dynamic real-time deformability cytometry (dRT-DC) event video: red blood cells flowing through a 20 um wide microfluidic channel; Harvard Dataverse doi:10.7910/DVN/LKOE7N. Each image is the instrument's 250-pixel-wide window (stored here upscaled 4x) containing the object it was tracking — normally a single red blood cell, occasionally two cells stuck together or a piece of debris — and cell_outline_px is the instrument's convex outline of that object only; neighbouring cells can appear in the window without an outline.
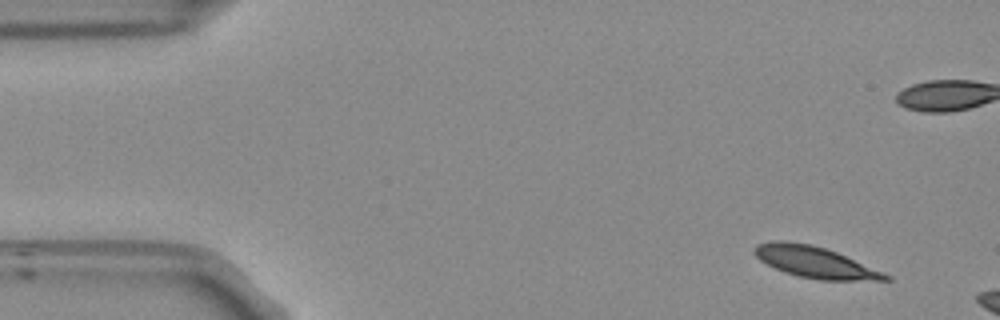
{"species": "Egyptian fruit bat (a non-hibernating species)", "species_latin": "Rousettus aegyptiacus", "temperature_condition": "room temperature", "stored_images_in_passage": 7, "camera_frame_rate_fps": 3000, "um_per_image_px": 0.085, "frame": {"image": 1, "passage_image": 1, "time_ms": 0.0, "image_size_px": [1000, 320], "cell_outline_px": [[892, 280], [820, 280], [800, 276], [784, 272], [760, 260], [752, 252], [752, 248], [756, 244], [772, 240], [784, 240], [812, 244], [836, 252], [884, 272], [892, 276]], "centroid_in_image_um": [69.24, 22.27], "position_along_channel_um": 15.8, "area_um2": 23.87}}